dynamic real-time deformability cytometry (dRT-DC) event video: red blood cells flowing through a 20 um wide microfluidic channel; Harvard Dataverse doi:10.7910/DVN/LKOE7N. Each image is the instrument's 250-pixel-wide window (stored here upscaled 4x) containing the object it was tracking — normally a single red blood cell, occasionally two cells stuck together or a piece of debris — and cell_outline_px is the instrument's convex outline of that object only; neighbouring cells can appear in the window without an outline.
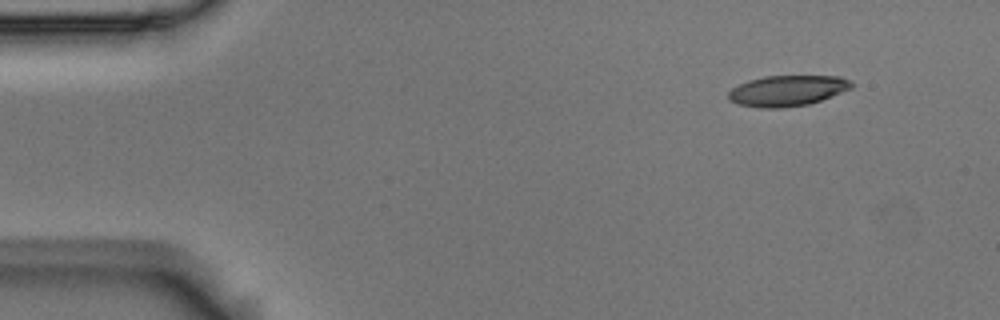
{"species": "Egyptian fruit bat (a non-hibernating species)", "species_latin": "Rousettus aegyptiacus", "temperature_condition": "room temperature", "stored_images_in_passage": 50, "camera_frame_rate_fps": 3000, "um_per_image_px": 0.085, "animal": {"sex": "male"}, "frame": {"image": 1, "passage_image": 1, "time_ms": 0.0, "image_size_px": [1000, 320], "cell_outline_px": [[856, 84], [852, 88], [820, 100], [808, 104], [780, 108], [760, 108], [736, 104], [728, 100], [728, 92], [732, 88], [748, 80], [764, 76], [840, 76], [852, 80]], "centroid_in_image_um": [66.92, 7.7], "position_along_channel_um": 18.1, "area_um2": 22.2}}
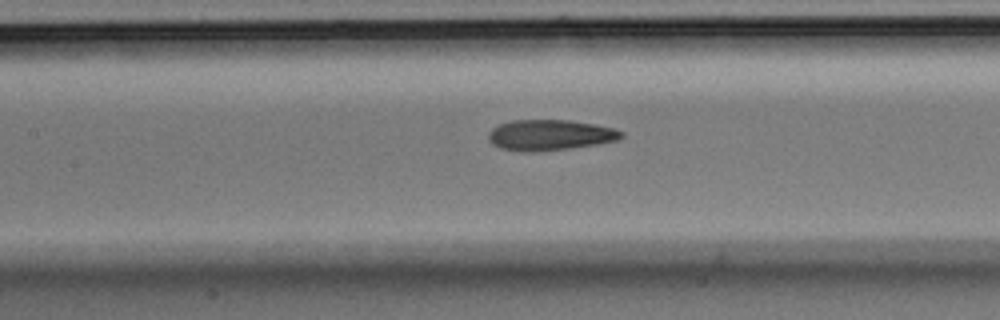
{"frame": {"image": 2, "passage_image": 20, "time_ms": 6.333, "image_size_px": [1000, 320], "cell_outline_px": [[624, 136], [616, 140], [596, 144], [568, 148], [536, 152], [520, 152], [500, 148], [492, 144], [488, 140], [488, 132], [492, 128], [500, 124], [512, 120], [568, 120], [592, 124], [612, 128], [624, 132]], "centroid_in_image_um": [46.68, 11.48], "position_along_channel_um": 160.7, "area_um2": 23.7}}
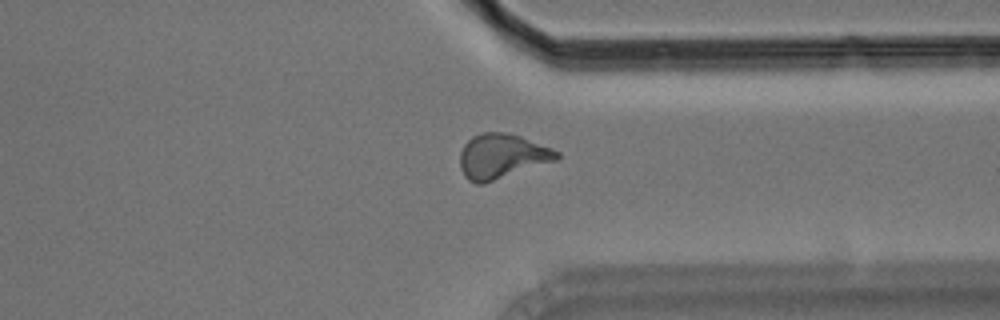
{"frame": {"image": 3, "passage_image": 37, "time_ms": 12.0, "image_size_px": [1000, 320], "cell_outline_px": [[560, 156], [556, 160], [484, 184], [476, 184], [468, 180], [464, 176], [460, 168], [460, 152], [464, 144], [472, 136], [480, 132], [508, 132], [520, 136], [552, 148], [560, 152]], "centroid_in_image_um": [42.63, 13.28], "position_along_channel_um": 368.8, "area_um2": 25.37}, "authors_computed_cell_mechanics": {"area_um2": 23.3512, "velocity_mm_per_s": 3.6928, "shape_relaxation_time_tau1_ms": 8.8734, "shape_relaxation_time_tau2_ms": 2.4592, "deformation_change_tau1": 0.2372, "deformation_change_tau2": 0.1076}}